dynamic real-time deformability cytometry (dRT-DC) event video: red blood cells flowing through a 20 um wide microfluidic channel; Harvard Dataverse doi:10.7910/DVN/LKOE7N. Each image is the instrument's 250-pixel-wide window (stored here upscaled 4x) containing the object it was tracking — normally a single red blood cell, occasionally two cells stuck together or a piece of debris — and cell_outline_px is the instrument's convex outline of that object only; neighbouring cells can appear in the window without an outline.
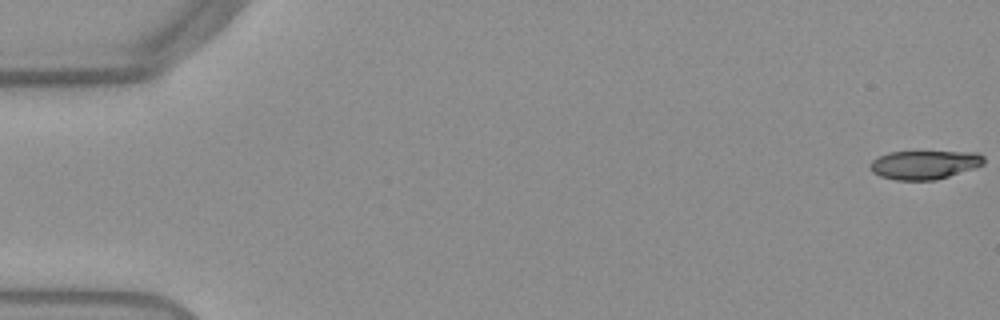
{"species": "Egyptian fruit bat (a non-hibernating species)", "species_latin": "Rousettus aegyptiacus", "temperature_condition": "warm", "stored_images_in_passage": 54, "camera_frame_rate_fps": 3000, "um_per_image_px": 0.085, "frame": {"image": 1, "passage_image": 1, "time_ms": 0.0, "image_size_px": [1000, 320], "cell_outline_px": [[984, 164], [976, 168], [936, 180], [896, 180], [880, 176], [872, 172], [868, 164], [872, 160], [888, 152], [976, 152], [984, 156]], "centroid_in_image_um": [78.58, 14.01], "position_along_channel_um": 6.4, "area_um2": 19.13}}
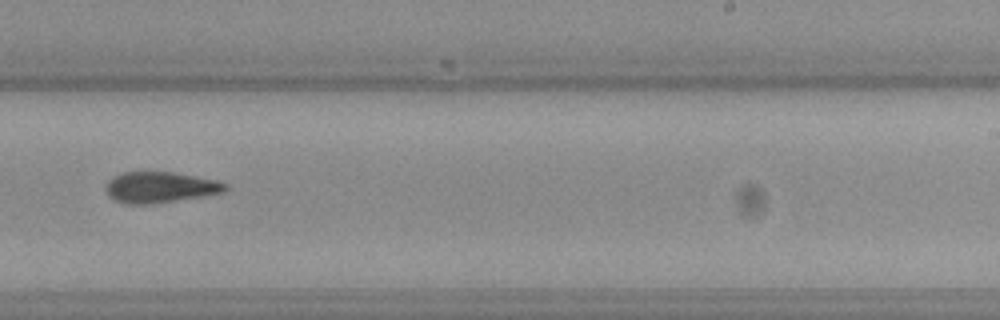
{"frame": {"image": 2, "passage_image": 34, "time_ms": 11.0, "image_size_px": [1000, 320], "cell_outline_px": [[228, 188], [224, 192], [204, 196], [152, 204], [124, 204], [108, 196], [104, 188], [104, 184], [112, 176], [120, 172], [176, 172], [216, 180], [228, 184]], "centroid_in_image_um": [13.57, 15.91], "position_along_channel_um": 275.4, "area_um2": 21.91}}
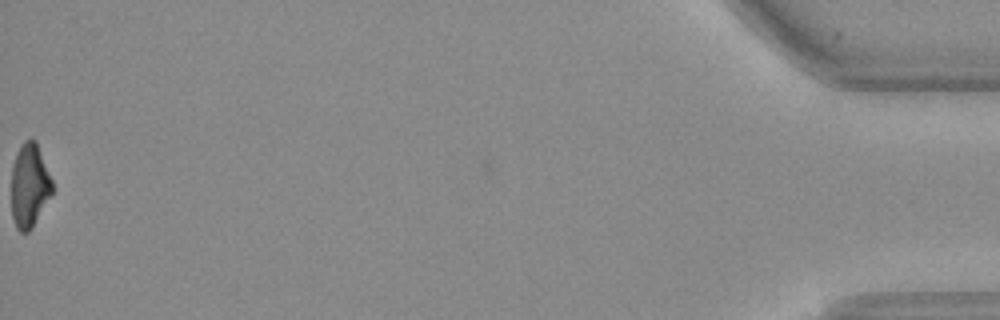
{"frame": {"image": 3, "passage_image": 54, "time_ms": 17.667, "image_size_px": [1000, 320], "cell_outline_px": [[52, 192], [32, 228], [28, 232], [20, 232], [16, 228], [12, 216], [12, 164], [16, 152], [24, 140], [32, 136], [36, 140], [52, 180]], "centroid_in_image_um": [2.49, 15.73], "position_along_channel_um": 432.7, "area_um2": 20.0}}